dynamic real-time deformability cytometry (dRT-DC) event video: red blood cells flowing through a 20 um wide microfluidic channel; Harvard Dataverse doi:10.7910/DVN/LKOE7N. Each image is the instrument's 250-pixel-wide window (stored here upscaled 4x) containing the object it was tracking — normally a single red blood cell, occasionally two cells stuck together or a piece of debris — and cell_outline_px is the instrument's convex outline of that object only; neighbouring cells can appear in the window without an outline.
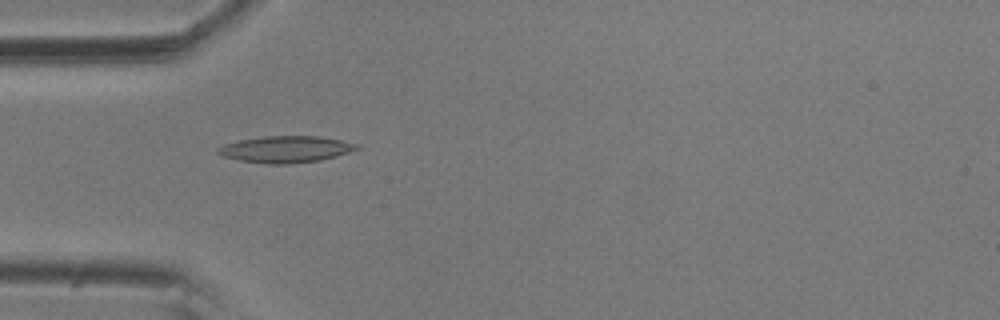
{"species": "common noctule bat (a hibernating species)", "species_latin": "Nyctalus noctula", "temperature_condition": "room temperature", "stored_images_in_passage": 15, "camera_frame_rate_fps": 3000, "um_per_image_px": 0.085, "animal": {"sex": "male", "body_mass_g": 20.5, "forearm_length_mm": 52.5}, "frame": {"image": 1, "passage_image": 5, "time_ms": 1.333, "image_size_px": [1000, 320], "cell_outline_px": [[360, 148], [336, 156], [320, 160], [288, 164], [268, 164], [240, 160], [224, 156], [216, 152], [216, 148], [224, 144], [240, 140], [264, 136], [320, 136], [360, 144]], "centroid_in_image_um": [24.3, 12.68], "position_along_channel_um": 60.7, "area_um2": 21.44}}
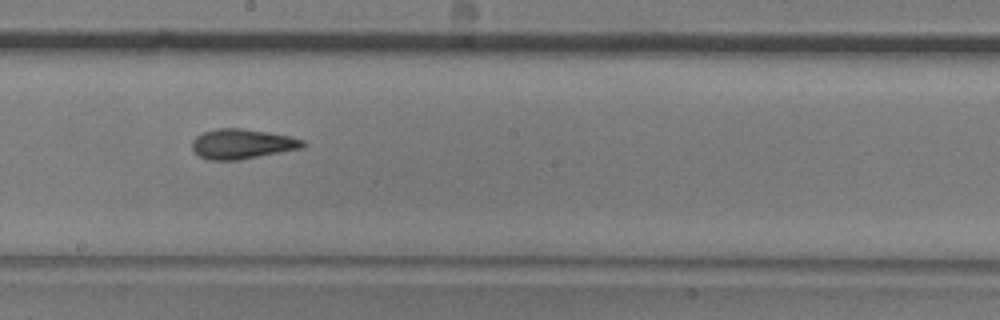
{"frame": {"image": 2, "passage_image": 9, "time_ms": 2.667, "image_size_px": [1000, 320], "cell_outline_px": [[308, 144], [304, 148], [240, 160], [208, 160], [200, 156], [192, 148], [192, 140], [196, 136], [204, 132], [216, 128], [240, 128], [268, 132], [288, 136], [304, 140]], "centroid_in_image_um": [20.61, 12.24], "position_along_channel_um": 227.6, "area_um2": 19.42}}
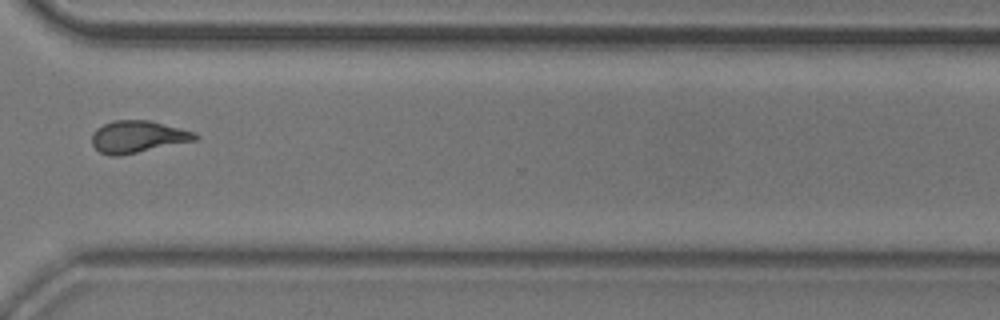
{"frame": {"image": 3, "passage_image": 12, "time_ms": 3.667, "image_size_px": [1000, 320], "cell_outline_px": [[200, 136], [196, 140], [116, 156], [112, 156], [100, 152], [92, 144], [92, 132], [96, 128], [112, 120], [148, 120], [180, 128], [192, 132]], "centroid_in_image_um": [11.67, 11.61], "position_along_channel_um": 358.9, "area_um2": 18.96}}